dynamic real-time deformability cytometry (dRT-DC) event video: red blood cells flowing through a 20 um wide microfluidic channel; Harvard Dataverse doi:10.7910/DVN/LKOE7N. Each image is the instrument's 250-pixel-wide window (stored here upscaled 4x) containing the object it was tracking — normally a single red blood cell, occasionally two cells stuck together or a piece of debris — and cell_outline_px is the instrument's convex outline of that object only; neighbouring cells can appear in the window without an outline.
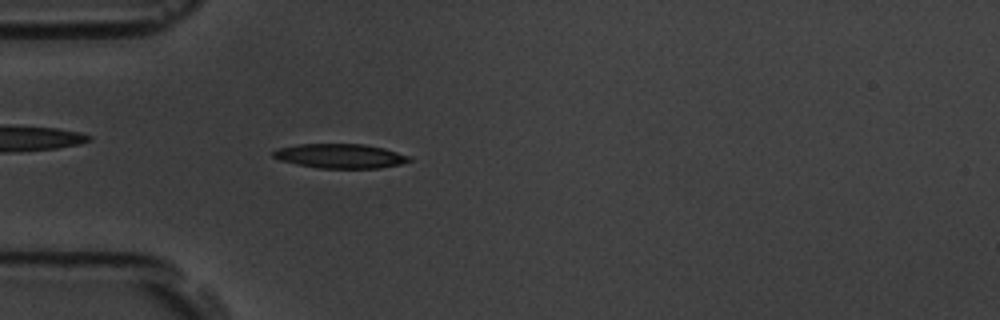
{"species": "common noctule bat (a hibernating species)", "species_latin": "Nyctalus noctula", "temperature_condition": "room temperature", "stored_images_in_passage": 56, "camera_frame_rate_fps": 3000, "um_per_image_px": 0.085, "animal": {"sex": "male", "body_mass_g": 19.5, "forearm_length_mm": 54.6}, "frame": {"image": 1, "passage_image": 16, "time_ms": 5.0, "image_size_px": [1000, 320], "cell_outline_px": [[412, 160], [400, 164], [380, 168], [320, 168], [296, 164], [280, 160], [272, 156], [272, 152], [276, 148], [300, 144], [364, 144], [384, 148], [412, 156]], "centroid_in_image_um": [28.93, 13.26], "position_along_channel_um": 56.1, "area_um2": 19.42}}
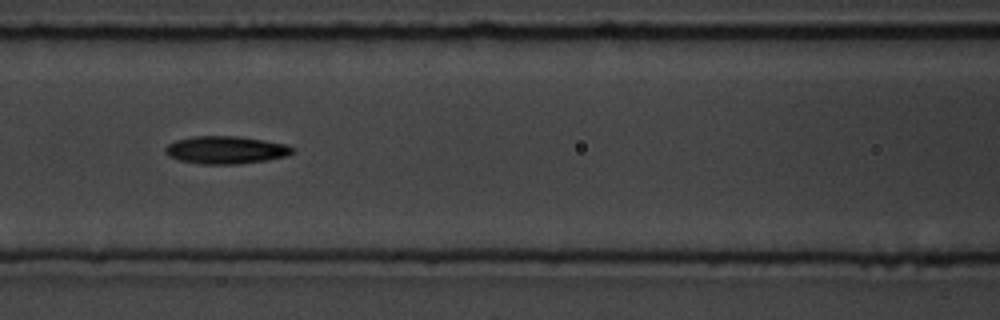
{"frame": {"image": 2, "passage_image": 24, "time_ms": 7.667, "image_size_px": [1000, 320], "cell_outline_px": [[296, 152], [288, 156], [268, 160], [240, 164], [200, 164], [180, 160], [168, 156], [164, 152], [164, 148], [168, 144], [176, 140], [192, 136], [236, 136], [264, 140], [284, 144], [296, 148]], "centroid_in_image_um": [19.22, 12.75], "position_along_channel_um": 147.4, "area_um2": 20.75}}
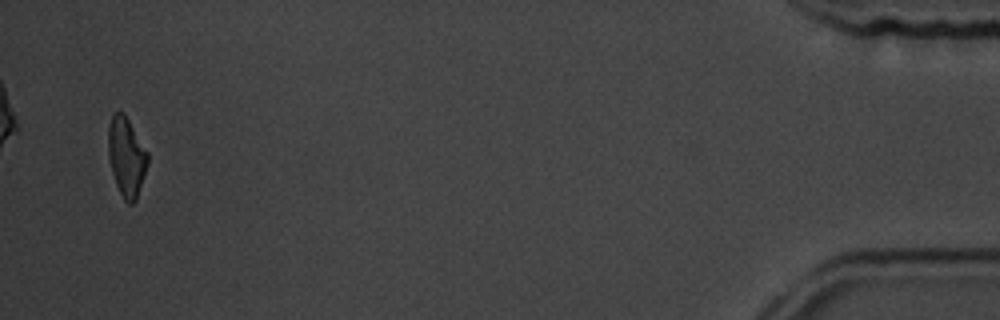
{"frame": {"image": 3, "passage_image": 54, "time_ms": 17.667, "image_size_px": [1000, 320], "cell_outline_px": [[148, 164], [136, 200], [132, 204], [128, 204], [124, 200], [116, 184], [112, 172], [108, 156], [108, 124], [112, 116], [116, 112], [124, 112], [148, 152]], "centroid_in_image_um": [10.75, 13.32], "position_along_channel_um": 424.5, "area_um2": 18.21}, "authors_computed_cell_mechanics": {"area_um2": 19.3052, "velocity_mm_per_s": 3.6303, "shape_relaxation_time_tau1_ms": 4.1234, "shape_relaxation_time_tau2_ms": 6.1185, "deformation_change_tau1": 0.1579, "deformation_change_tau2": 0.1399}}